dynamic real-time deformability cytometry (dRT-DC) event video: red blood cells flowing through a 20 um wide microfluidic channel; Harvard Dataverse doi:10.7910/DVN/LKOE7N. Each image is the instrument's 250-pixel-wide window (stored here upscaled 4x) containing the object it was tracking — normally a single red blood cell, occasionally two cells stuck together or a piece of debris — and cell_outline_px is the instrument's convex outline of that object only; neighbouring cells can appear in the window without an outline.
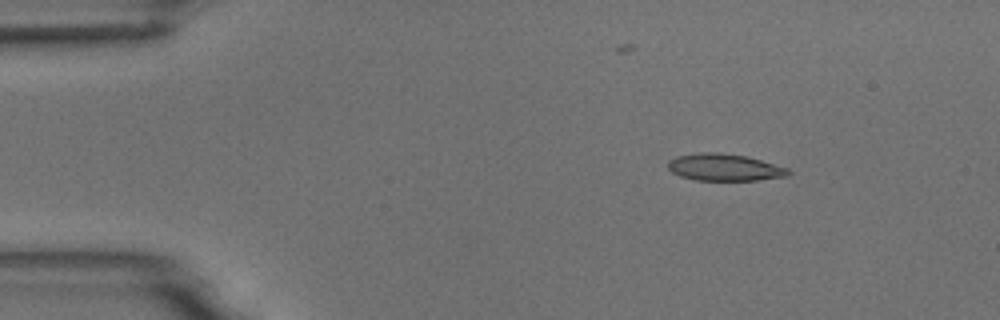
{"species": "common noctule bat (a hibernating species)", "species_latin": "Nyctalus noctula", "temperature_condition": "room temperature", "stored_images_in_passage": 10, "camera_frame_rate_fps": 3000, "um_per_image_px": 0.085, "animal": {"sex": "male", "body_mass_g": 18.8}, "frame": {"image": 1, "passage_image": 1, "time_ms": 0.0, "image_size_px": [1000, 320], "cell_outline_px": [[792, 172], [788, 176], [756, 180], [692, 180], [680, 176], [672, 172], [668, 168], [668, 160], [676, 156], [700, 152], [720, 152], [748, 156], [788, 168]], "centroid_in_image_um": [61.57, 14.22], "position_along_channel_um": 23.4, "area_um2": 19.13}}